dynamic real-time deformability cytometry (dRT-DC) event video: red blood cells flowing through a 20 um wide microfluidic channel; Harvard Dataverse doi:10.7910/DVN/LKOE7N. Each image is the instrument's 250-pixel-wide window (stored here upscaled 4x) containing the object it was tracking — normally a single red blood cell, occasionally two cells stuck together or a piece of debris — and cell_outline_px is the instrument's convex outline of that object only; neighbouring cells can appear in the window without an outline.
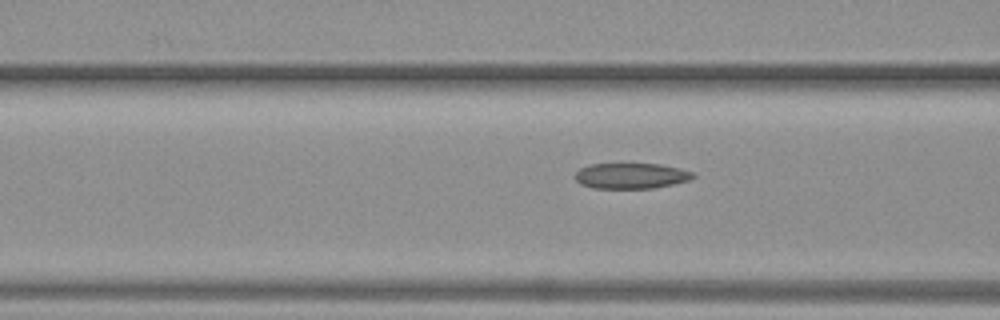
{"species": "common noctule bat (a hibernating species)", "species_latin": "Nyctalus noctula", "temperature_condition": "warm", "stored_images_in_passage": 4, "camera_frame_rate_fps": 3000, "um_per_image_px": 0.085, "animal": {"sex": "female", "body_mass_g": 19.3, "forearm_length_mm": 54.1}, "frame": {"image": 1, "passage_image": 4, "time_ms": 3.667, "image_size_px": [1000, 320], "cell_outline_px": [[696, 176], [688, 180], [672, 184], [652, 188], [592, 188], [580, 184], [572, 176], [580, 168], [588, 164], [660, 164], [680, 168], [692, 172]], "centroid_in_image_um": [53.59, 14.94], "position_along_channel_um": 113.0, "area_um2": 17.63}}